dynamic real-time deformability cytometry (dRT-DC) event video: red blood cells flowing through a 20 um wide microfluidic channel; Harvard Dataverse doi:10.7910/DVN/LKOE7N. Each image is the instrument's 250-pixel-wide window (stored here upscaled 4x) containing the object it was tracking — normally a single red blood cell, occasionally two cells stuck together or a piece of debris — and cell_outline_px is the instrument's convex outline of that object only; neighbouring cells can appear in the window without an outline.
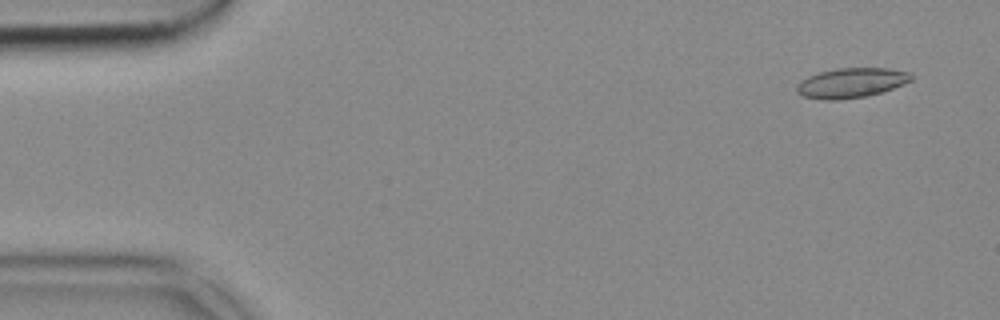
{"species": "common noctule bat (a hibernating species)", "species_latin": "Nyctalus noctula", "temperature_condition": "cold", "stored_images_in_passage": 53, "camera_frame_rate_fps": 3000, "um_per_image_px": 0.085, "animal": {"sex": "female", "body_mass_g": 18.4}, "frame": {"image": 1, "passage_image": 3, "time_ms": 0.667, "image_size_px": [1000, 320], "cell_outline_px": [[912, 80], [904, 84], [868, 96], [840, 100], [824, 100], [804, 96], [796, 92], [796, 84], [800, 80], [808, 76], [820, 72], [836, 68], [888, 68], [912, 72]], "centroid_in_image_um": [72.35, 7.04], "position_along_channel_um": 12.7, "area_um2": 20.06}}
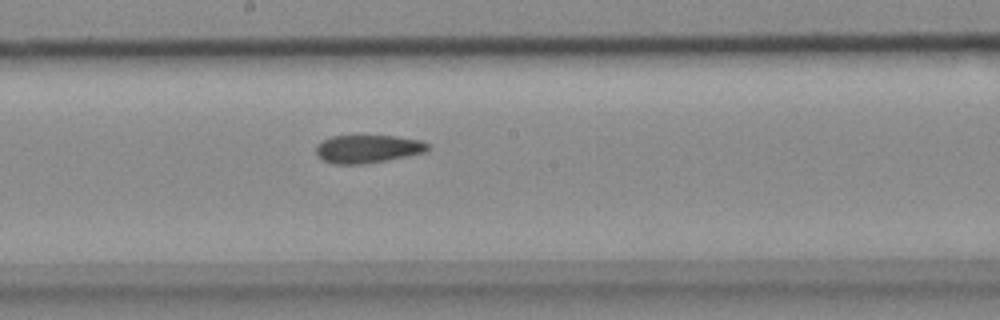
{"frame": {"image": 2, "passage_image": 28, "time_ms": 9.0, "image_size_px": [1000, 320], "cell_outline_px": [[428, 148], [424, 152], [364, 164], [332, 164], [324, 160], [316, 152], [316, 144], [332, 136], [396, 136], [420, 140], [428, 144]], "centroid_in_image_um": [31.22, 12.65], "position_along_channel_um": 217.0, "area_um2": 17.92}}
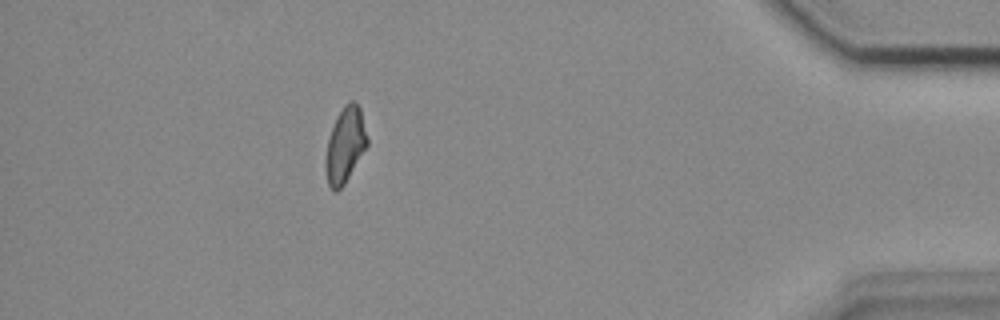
{"frame": {"image": 3, "passage_image": 47, "time_ms": 15.333, "image_size_px": [1000, 320], "cell_outline_px": [[368, 144], [344, 184], [336, 192], [328, 184], [324, 168], [324, 160], [328, 140], [336, 116], [344, 104], [348, 100], [352, 100], [360, 108], [368, 136]], "centroid_in_image_um": [29.32, 12.31], "position_along_channel_um": 405.9, "area_um2": 18.26}}